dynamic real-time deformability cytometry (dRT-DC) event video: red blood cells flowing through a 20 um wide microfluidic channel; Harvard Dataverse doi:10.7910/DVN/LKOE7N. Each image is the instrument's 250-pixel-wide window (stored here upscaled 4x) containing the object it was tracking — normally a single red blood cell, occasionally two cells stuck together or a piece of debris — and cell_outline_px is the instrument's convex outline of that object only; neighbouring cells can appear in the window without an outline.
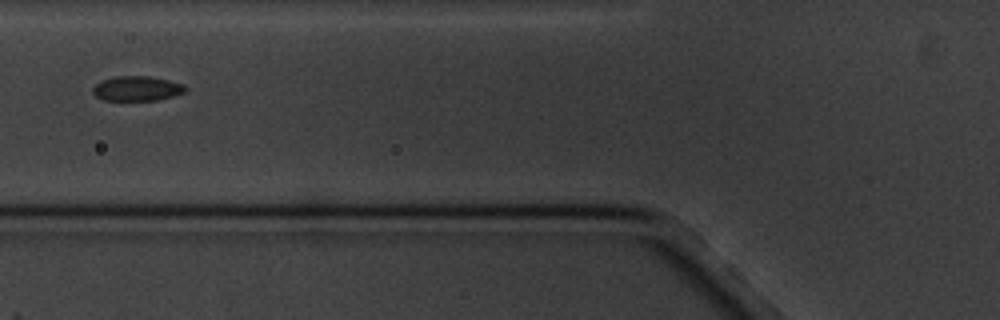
{"species": "common noctule bat (a hibernating species)", "species_latin": "Nyctalus noctula", "temperature_condition": "cold", "stored_images_in_passage": 16, "camera_frame_rate_fps": 3000, "um_per_image_px": 0.085, "animal": {"sex": "male", "body_mass_g": 20.1, "forearm_length_mm": 53.5}, "frame": {"image": 1, "passage_image": 6, "time_ms": 6.667, "image_size_px": [1000, 320], "cell_outline_px": [[188, 88], [184, 92], [172, 96], [156, 100], [104, 100], [96, 96], [92, 92], [92, 88], [100, 80], [112, 76], [148, 76], [168, 80], [184, 84]], "centroid_in_image_um": [11.61, 7.51], "position_along_channel_um": 114.2, "area_um2": 13.41}}
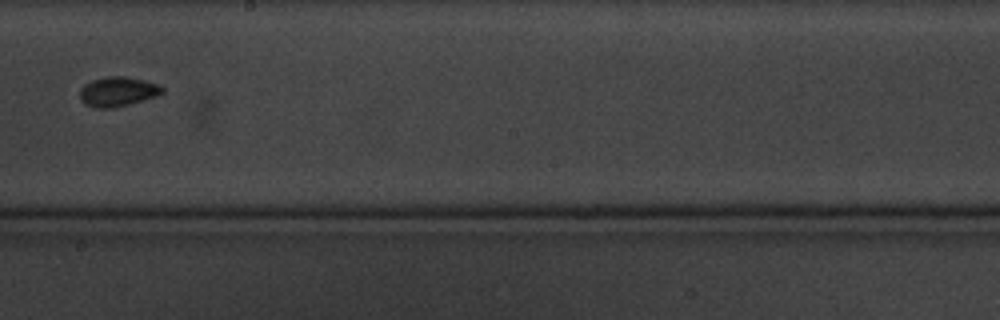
{"frame": {"image": 2, "passage_image": 9, "time_ms": 10.333, "image_size_px": [1000, 320], "cell_outline_px": [[164, 92], [156, 96], [144, 100], [116, 108], [100, 108], [84, 104], [80, 100], [80, 88], [84, 84], [92, 80], [104, 76], [124, 76], [144, 80], [160, 84], [164, 88]], "centroid_in_image_um": [10.01, 7.78], "position_along_channel_um": 238.2, "area_um2": 14.45}}
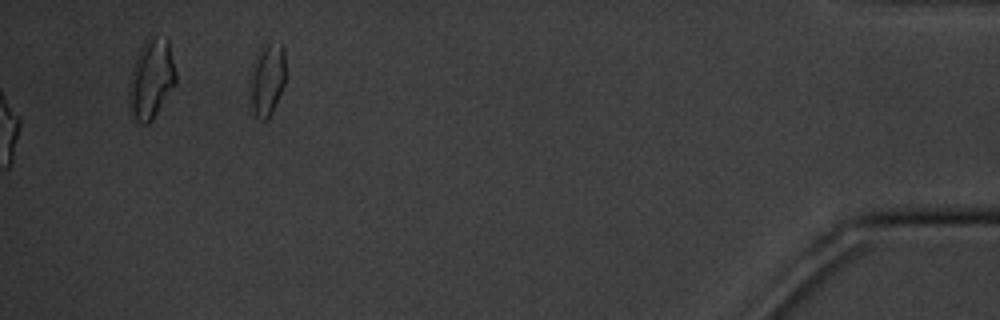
{"frame": {"image": 3, "passage_image": 15, "time_ms": 17.333, "image_size_px": [1000, 320], "cell_outline_px": [[284, 84], [272, 112], [268, 120], [264, 120], [256, 116], [248, 100], [248, 80], [252, 60], [260, 44], [280, 44], [284, 48]], "centroid_in_image_um": [22.62, 6.74], "position_along_channel_um": 412.6, "area_um2": 15.66}, "authors_computed_cell_mechanics": {"area_um2": 14.0165, "velocity_mm_per_s": 3.3692, "shape_relaxation_time_tau1_ms": 1.7577, "shape_relaxation_time_tau2_ms": null, "deformation_change_tau1": 0.0736, "deformation_change_tau2": null}}